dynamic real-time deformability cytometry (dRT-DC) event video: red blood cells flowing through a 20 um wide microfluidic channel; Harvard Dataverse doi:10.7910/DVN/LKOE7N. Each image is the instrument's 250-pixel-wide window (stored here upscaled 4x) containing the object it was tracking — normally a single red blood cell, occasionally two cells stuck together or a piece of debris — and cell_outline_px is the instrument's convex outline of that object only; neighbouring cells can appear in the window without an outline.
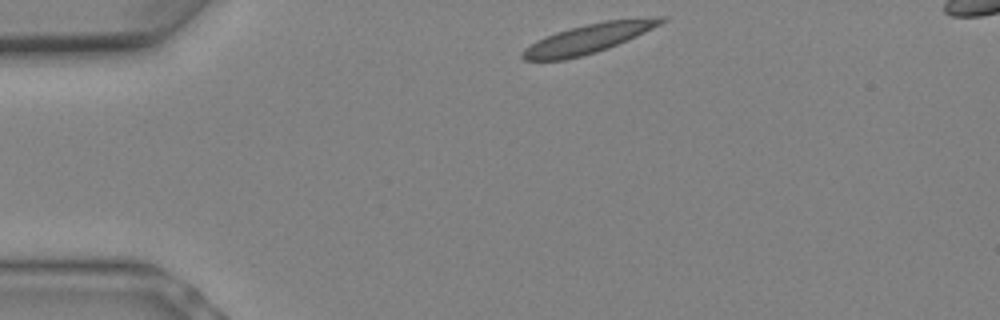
{"species": "Egyptian fruit bat (a non-hibernating species)", "species_latin": "Rousettus aegyptiacus", "temperature_condition": "warm", "stored_images_in_passage": 6, "camera_frame_rate_fps": 3000, "um_per_image_px": 0.085, "animal": {"sex": "female"}, "frame": {"image": 1, "passage_image": 1, "time_ms": 0.0, "image_size_px": [1000, 320], "cell_outline_px": [[668, 20], [636, 36], [608, 48], [596, 52], [564, 60], [524, 60], [520, 56], [524, 48], [536, 40], [556, 32], [604, 20], [656, 16], [668, 16]], "centroid_in_image_um": [50.04, 3.26], "position_along_channel_um": 35.0, "area_um2": 23.58}}
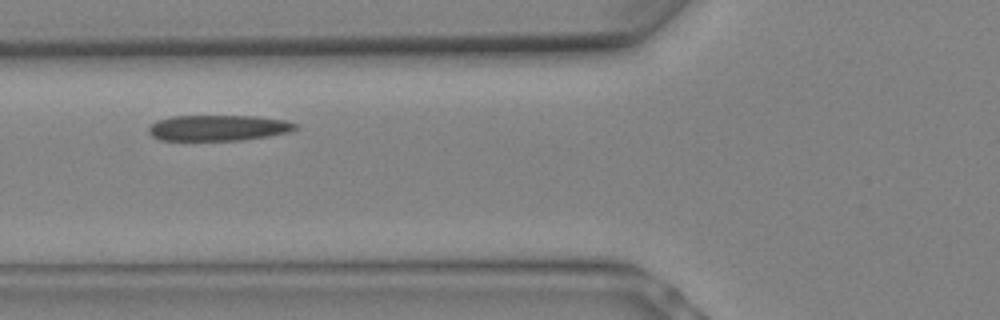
{"frame": {"image": 2, "passage_image": 5, "time_ms": 1.333, "image_size_px": [1000, 320], "cell_outline_px": [[300, 128], [288, 132], [268, 136], [244, 140], [160, 140], [152, 136], [148, 132], [148, 128], [156, 120], [172, 116], [256, 116], [284, 120], [296, 124]], "centroid_in_image_um": [18.54, 10.87], "position_along_channel_um": 107.3, "area_um2": 22.08}}